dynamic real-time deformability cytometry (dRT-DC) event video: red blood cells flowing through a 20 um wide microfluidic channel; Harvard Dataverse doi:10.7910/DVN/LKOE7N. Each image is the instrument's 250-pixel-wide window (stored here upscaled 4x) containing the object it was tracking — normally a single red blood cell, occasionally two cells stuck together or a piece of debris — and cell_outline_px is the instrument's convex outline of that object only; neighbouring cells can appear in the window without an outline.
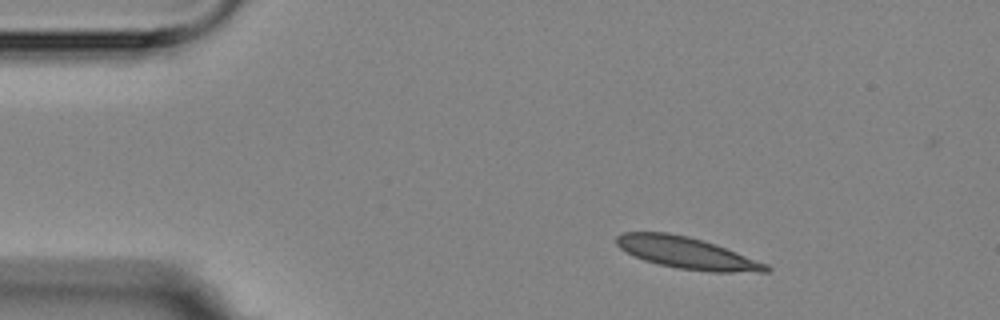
{"species": "Egyptian fruit bat (a non-hibernating species)", "species_latin": "Rousettus aegyptiacus", "temperature_condition": "room temperature", "stored_images_in_passage": 3, "camera_frame_rate_fps": 3000, "um_per_image_px": 0.085, "animal": {"sex": "female"}, "frame": {"image": 1, "passage_image": 1, "time_ms": 0.0, "image_size_px": [1000, 320], "cell_outline_px": [[772, 268], [768, 272], [712, 272], [676, 268], [644, 260], [632, 256], [620, 248], [616, 244], [616, 236], [624, 232], [668, 232], [688, 236], [716, 244], [768, 264]], "centroid_in_image_um": [58.38, 21.5], "position_along_channel_um": 26.6, "area_um2": 27.69}}